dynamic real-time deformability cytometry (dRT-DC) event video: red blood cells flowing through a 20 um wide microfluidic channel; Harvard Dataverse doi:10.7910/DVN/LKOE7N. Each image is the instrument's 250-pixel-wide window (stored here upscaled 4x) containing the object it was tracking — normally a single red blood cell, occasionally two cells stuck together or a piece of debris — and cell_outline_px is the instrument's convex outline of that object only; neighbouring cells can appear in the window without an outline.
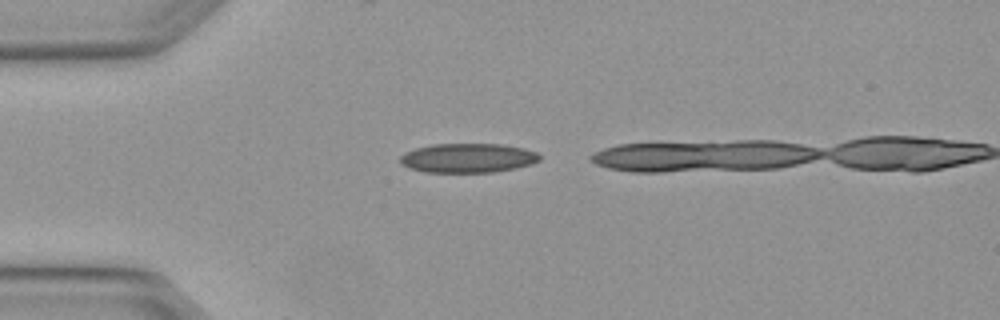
{"species": "Egyptian fruit bat (a non-hibernating species)", "species_latin": "Rousettus aegyptiacus", "temperature_condition": "warm", "stored_images_in_passage": 2, "camera_frame_rate_fps": 3000, "um_per_image_px": 0.085, "animal": {"sex": "female"}, "frame": {"image": 1, "passage_image": 1, "time_ms": 0.0, "image_size_px": [1000, 320], "cell_outline_px": [[540, 160], [532, 164], [516, 168], [492, 172], [424, 172], [400, 164], [400, 156], [404, 152], [416, 148], [432, 144], [504, 144], [524, 148], [536, 152], [540, 156]], "centroid_in_image_um": [39.78, 13.42], "position_along_channel_um": 45.2, "area_um2": 23.87}}